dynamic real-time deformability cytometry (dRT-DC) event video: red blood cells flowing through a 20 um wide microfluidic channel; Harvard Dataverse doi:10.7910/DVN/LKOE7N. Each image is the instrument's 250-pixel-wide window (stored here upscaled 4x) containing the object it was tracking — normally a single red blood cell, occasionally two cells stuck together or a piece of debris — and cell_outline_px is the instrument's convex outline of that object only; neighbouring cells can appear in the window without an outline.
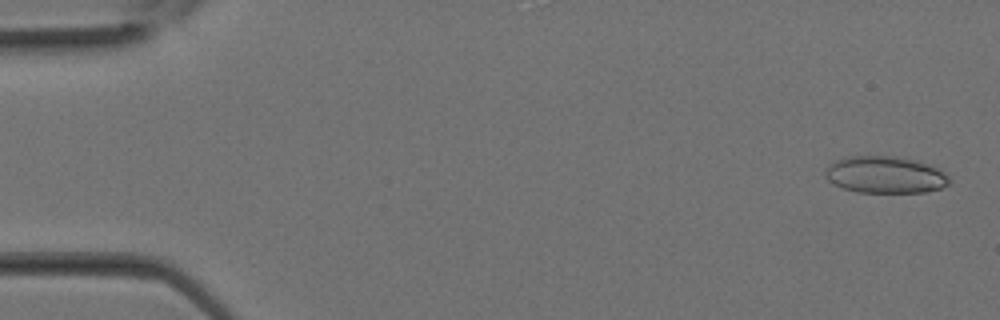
{"species": "Egyptian fruit bat (a non-hibernating species)", "species_latin": "Rousettus aegyptiacus", "temperature_condition": "room temperature", "stored_images_in_passage": 31, "camera_frame_rate_fps": 3000, "um_per_image_px": 0.085, "animal": {"sex": "female"}, "frame": {"image": 1, "passage_image": 1, "time_ms": 0.0, "image_size_px": [1000, 320], "cell_outline_px": [[952, 180], [948, 184], [940, 188], [924, 192], [856, 192], [832, 184], [824, 176], [824, 172], [828, 164], [836, 160], [852, 156], [896, 156], [912, 160], [936, 168], [948, 176]], "centroid_in_image_um": [75.18, 14.86], "position_along_channel_um": 9.8, "area_um2": 26.47}}
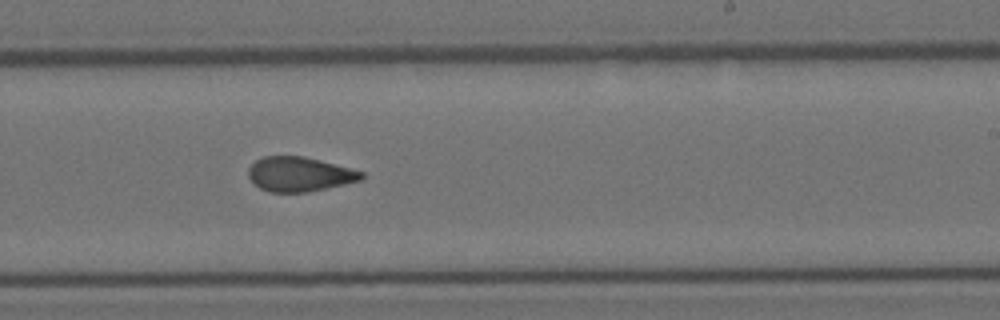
{"frame": {"image": 2, "passage_image": 19, "time_ms": 6.0, "image_size_px": [1000, 320], "cell_outline_px": [[364, 176], [360, 180], [344, 184], [308, 192], [272, 192], [260, 188], [248, 176], [248, 168], [256, 160], [264, 156], [304, 156], [364, 172]], "centroid_in_image_um": [25.44, 14.8], "position_along_channel_um": 263.6, "area_um2": 22.48}}
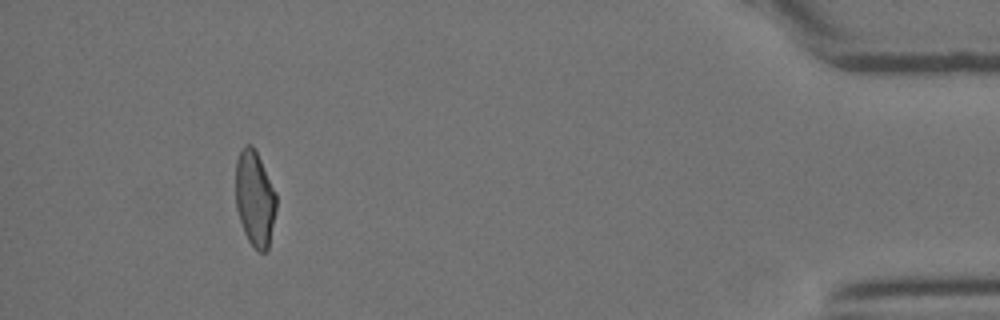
{"frame": {"image": 3, "passage_image": 29, "time_ms": 9.333, "image_size_px": [1000, 320], "cell_outline_px": [[276, 208], [268, 248], [264, 252], [260, 252], [248, 240], [244, 232], [236, 208], [236, 160], [244, 144], [252, 144], [256, 148], [276, 192]], "centroid_in_image_um": [21.66, 16.81], "position_along_channel_um": 413.5, "area_um2": 22.66}}